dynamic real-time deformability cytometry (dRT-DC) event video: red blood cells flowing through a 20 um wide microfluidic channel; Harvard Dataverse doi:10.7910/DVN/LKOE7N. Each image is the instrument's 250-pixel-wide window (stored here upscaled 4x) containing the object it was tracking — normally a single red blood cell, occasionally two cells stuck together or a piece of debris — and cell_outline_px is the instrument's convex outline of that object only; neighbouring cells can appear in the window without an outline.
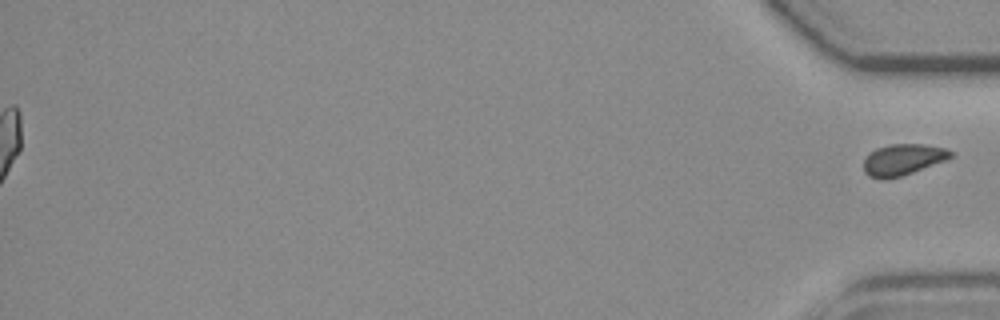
{"species": "common noctule bat (a hibernating species)", "species_latin": "Nyctalus noctula", "temperature_condition": "room temperature", "stored_images_in_passage": 56, "segment_of_instrument_passage": [2, 2], "camera_frame_rate_fps": 3000, "um_per_image_px": 0.085, "animal": {"sex": "female", "body_mass_g": 19.3, "forearm_length_mm": 54.1}, "frame": {"image": 1, "passage_image": 56, "time_ms": 18.333, "image_size_px": [1000, 320], "cell_outline_px": [[952, 156], [944, 160], [912, 172], [888, 180], [880, 180], [868, 176], [864, 172], [864, 156], [868, 152], [876, 148], [892, 144], [924, 144], [948, 148], [952, 152]], "centroid_in_image_um": [76.68, 13.57], "position_along_channel_um": 358.5, "area_um2": 15.95}}